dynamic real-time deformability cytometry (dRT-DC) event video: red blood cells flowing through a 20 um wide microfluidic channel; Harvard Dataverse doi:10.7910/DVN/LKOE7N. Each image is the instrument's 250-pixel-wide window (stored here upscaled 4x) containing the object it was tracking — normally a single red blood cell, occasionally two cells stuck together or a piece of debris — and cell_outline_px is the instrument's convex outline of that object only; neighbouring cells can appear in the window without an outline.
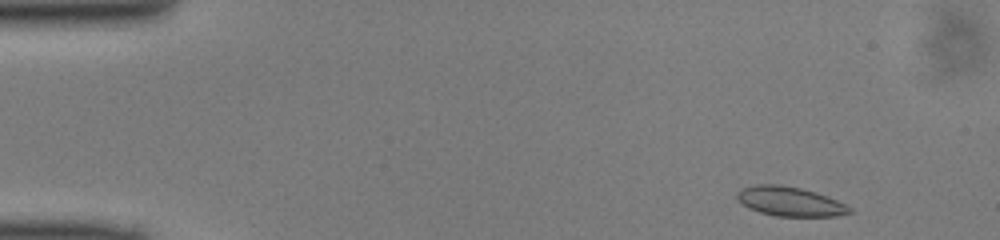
{"species": "common noctule bat (a hibernating species)", "species_latin": "Nyctalus noctula", "temperature_condition": "cold", "stored_images_in_passage": 39, "segment_of_instrument_passage": [1, 2], "camera_frame_rate_fps": 3000, "um_per_image_px": 0.085, "animal": {"sex": "male", "body_mass_g": 13.0, "forearm_length_mm": 53.1}, "frame": {"image": 1, "passage_image": 1, "time_ms": 0.0, "image_size_px": [1000, 240], "cell_outline_px": [[852, 212], [836, 216], [776, 216], [760, 212], [748, 208], [736, 200], [736, 192], [740, 188], [756, 184], [780, 184], [800, 188], [816, 192], [828, 196], [852, 208]], "centroid_in_image_um": [67.09, 17.11], "position_along_channel_um": 17.9, "area_um2": 19.42}}
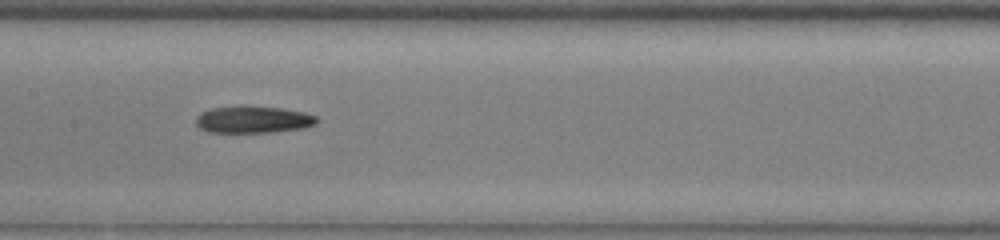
{"frame": {"image": 2, "passage_image": 13, "time_ms": 4.0, "image_size_px": [1000, 240], "cell_outline_px": [[320, 120], [316, 124], [304, 128], [272, 132], [208, 132], [200, 128], [196, 124], [196, 116], [200, 112], [212, 108], [240, 104], [280, 108], [304, 112], [316, 116]], "centroid_in_image_um": [21.51, 10.14], "position_along_channel_um": 185.9, "area_um2": 19.42}}
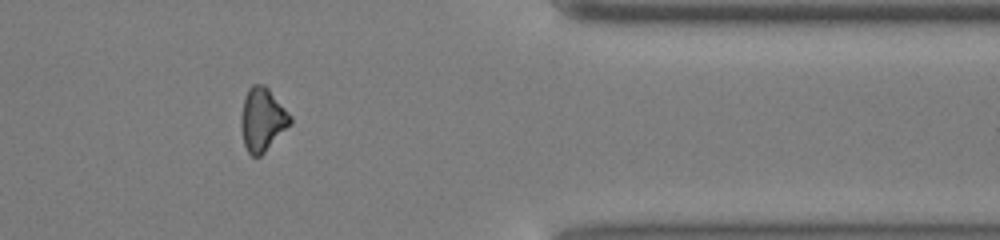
{"frame": {"image": 3, "passage_image": 29, "time_ms": 9.333, "image_size_px": [1000, 240], "cell_outline_px": [[292, 124], [260, 156], [252, 156], [248, 152], [244, 144], [240, 124], [240, 120], [244, 100], [248, 88], [252, 84], [264, 84], [268, 88], [292, 116]], "centroid_in_image_um": [22.31, 10.15], "position_along_channel_um": 389.1, "area_um2": 18.15}}